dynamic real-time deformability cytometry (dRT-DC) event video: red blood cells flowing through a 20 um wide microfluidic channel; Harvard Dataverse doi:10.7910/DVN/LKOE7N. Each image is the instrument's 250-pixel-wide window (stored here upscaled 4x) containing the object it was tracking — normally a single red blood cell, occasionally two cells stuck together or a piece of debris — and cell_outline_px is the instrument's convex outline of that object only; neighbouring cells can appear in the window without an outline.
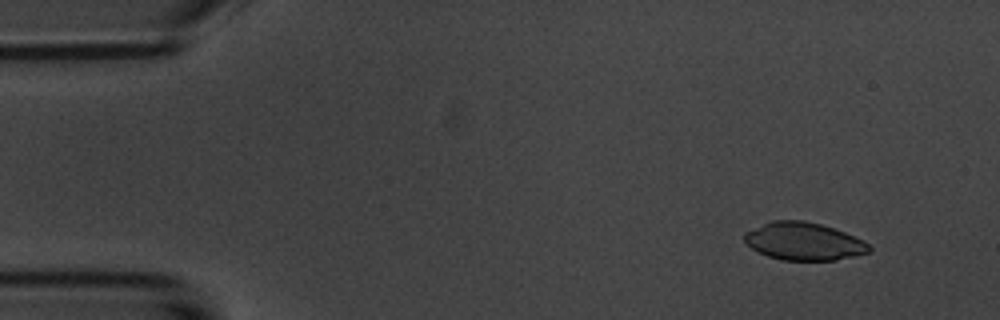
{"species": "common noctule bat (a hibernating species)", "species_latin": "Nyctalus noctula", "temperature_condition": "room temperature", "stored_images_in_passage": 6, "camera_frame_rate_fps": 3000, "um_per_image_px": 0.085, "animal": {"sex": "male", "body_mass_g": 20.1, "forearm_length_mm": 53.5}, "frame": {"image": 1, "passage_image": 2, "time_ms": 1.0, "image_size_px": [1000, 320], "cell_outline_px": [[872, 252], [836, 260], [784, 260], [768, 256], [752, 248], [744, 240], [744, 232], [772, 220], [804, 220], [820, 224], [844, 232], [864, 240], [872, 248]], "centroid_in_image_um": [68.35, 20.51], "position_along_channel_um": 16.7, "area_um2": 27.34}}